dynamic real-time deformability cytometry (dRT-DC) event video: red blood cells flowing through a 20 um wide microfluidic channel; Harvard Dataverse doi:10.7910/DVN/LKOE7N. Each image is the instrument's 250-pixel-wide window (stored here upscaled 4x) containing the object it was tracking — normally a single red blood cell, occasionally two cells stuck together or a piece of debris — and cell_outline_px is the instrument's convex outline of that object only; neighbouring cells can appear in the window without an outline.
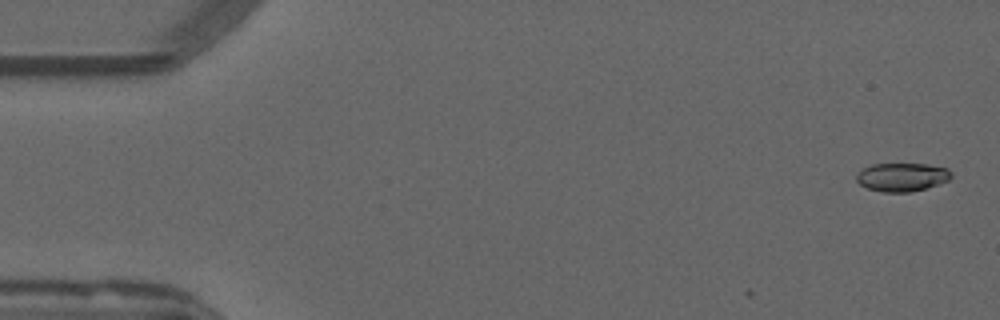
{"species": "common noctule bat (a hibernating species)", "species_latin": "Nyctalus noctula", "temperature_condition": "warm", "stored_images_in_passage": 5, "camera_frame_rate_fps": 3000, "um_per_image_px": 0.085, "animal": {"sex": "male", "forearm_length_mm": 52.5}, "frame": {"image": 1, "passage_image": 2, "time_ms": 0.333, "image_size_px": [1000, 320], "cell_outline_px": [[952, 176], [948, 180], [924, 188], [908, 192], [884, 192], [868, 188], [860, 184], [856, 180], [856, 176], [864, 168], [872, 164], [928, 164], [948, 168], [952, 172]], "centroid_in_image_um": [76.68, 15.04], "position_along_channel_um": 8.3, "area_um2": 15.49}}